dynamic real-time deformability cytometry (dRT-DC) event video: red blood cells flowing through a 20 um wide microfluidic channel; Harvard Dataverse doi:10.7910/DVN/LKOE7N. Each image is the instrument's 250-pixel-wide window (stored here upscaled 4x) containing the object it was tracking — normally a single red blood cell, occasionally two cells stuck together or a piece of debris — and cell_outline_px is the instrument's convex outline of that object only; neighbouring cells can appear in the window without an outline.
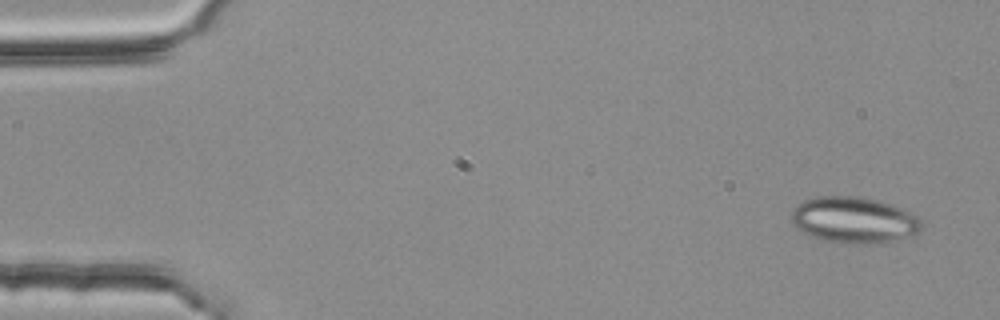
{"species": "common noctule bat (a hibernating species)", "species_latin": "Nyctalus noctula", "temperature_condition": "room temperature", "stored_images_in_passage": 4, "camera_frame_rate_fps": 3000, "um_per_image_px": 0.085, "animal": {"sex": "female", "body_mass_g": 25.1}, "frame": {"image": 1, "passage_image": 1, "time_ms": 0.0, "image_size_px": [1000, 320], "cell_outline_px": [[924, 224], [920, 232], [888, 240], [868, 244], [848, 244], [824, 240], [812, 236], [796, 228], [792, 224], [788, 216], [792, 208], [796, 204], [804, 200], [820, 196], [860, 196], [876, 200], [900, 208], [916, 216]], "centroid_in_image_um": [72.49, 18.69], "position_along_channel_um": 12.5, "area_um2": 34.91}}